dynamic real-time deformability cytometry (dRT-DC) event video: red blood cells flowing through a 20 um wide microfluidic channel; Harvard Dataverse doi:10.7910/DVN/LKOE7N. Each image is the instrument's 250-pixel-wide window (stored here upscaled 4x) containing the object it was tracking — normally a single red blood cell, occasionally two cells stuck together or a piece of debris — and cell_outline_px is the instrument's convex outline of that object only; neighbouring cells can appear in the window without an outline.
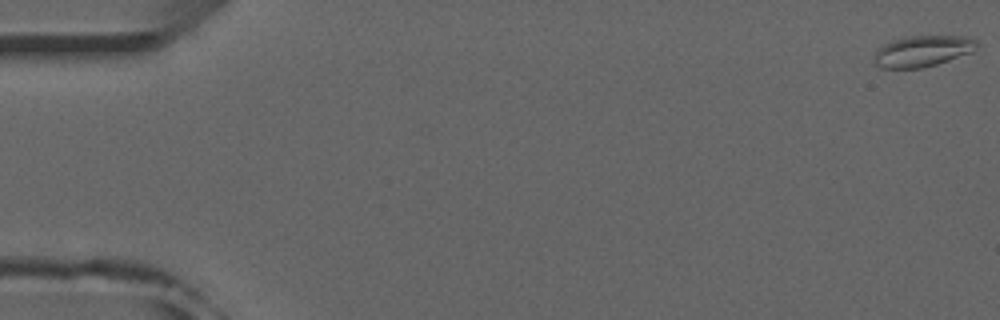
{"species": "common noctule bat (a hibernating species)", "species_latin": "Nyctalus noctula", "temperature_condition": "room temperature", "stored_images_in_passage": 30, "camera_frame_rate_fps": 3000, "um_per_image_px": 0.085, "animal": {"sex": "male", "forearm_length_mm": 52.5}, "frame": {"image": 1, "passage_image": 1, "time_ms": 0.0, "image_size_px": [1000, 320], "cell_outline_px": [[980, 44], [972, 52], [924, 68], [880, 68], [872, 64], [876, 52], [884, 44], [908, 36], [968, 36], [976, 40]], "centroid_in_image_um": [78.43, 4.35], "position_along_channel_um": 6.6, "area_um2": 18.61}}
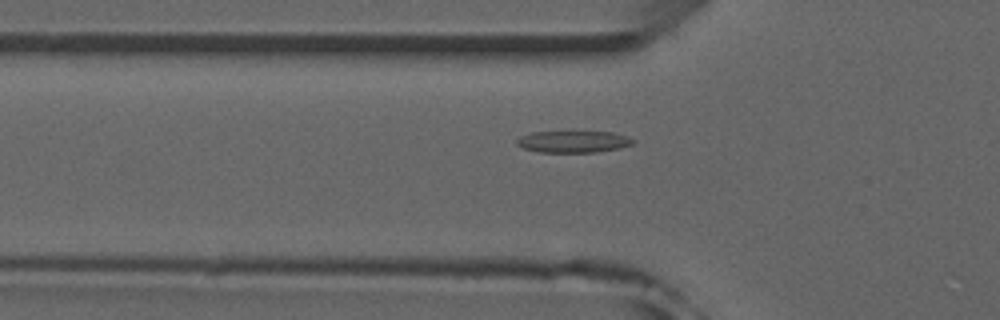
{"frame": {"image": 2, "passage_image": 18, "time_ms": 5.667, "image_size_px": [1000, 320], "cell_outline_px": [[636, 140], [632, 144], [620, 148], [596, 152], [540, 152], [524, 148], [516, 144], [516, 140], [520, 136], [532, 132], [612, 132], [628, 136]], "centroid_in_image_um": [48.75, 12.04], "position_along_channel_um": 77.1, "area_um2": 14.68}}
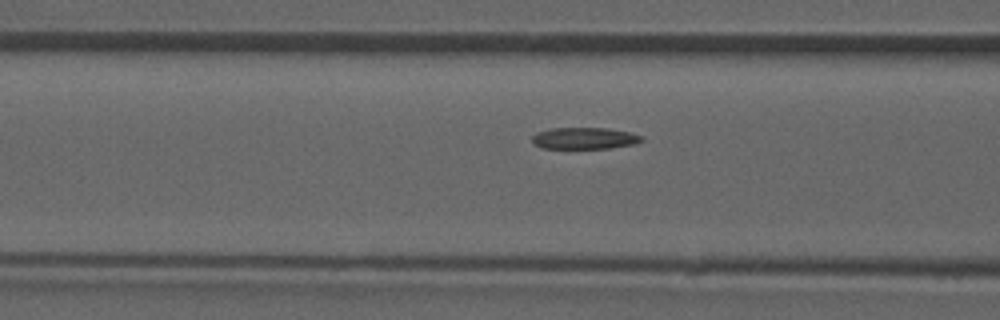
{"frame": {"image": 3, "passage_image": 21, "time_ms": 6.667, "image_size_px": [1000, 320], "cell_outline_px": [[644, 140], [636, 144], [612, 148], [540, 148], [532, 144], [532, 136], [536, 132], [552, 128], [608, 128], [628, 132], [644, 136]], "centroid_in_image_um": [49.68, 11.75], "position_along_channel_um": 116.9, "area_um2": 13.99}}